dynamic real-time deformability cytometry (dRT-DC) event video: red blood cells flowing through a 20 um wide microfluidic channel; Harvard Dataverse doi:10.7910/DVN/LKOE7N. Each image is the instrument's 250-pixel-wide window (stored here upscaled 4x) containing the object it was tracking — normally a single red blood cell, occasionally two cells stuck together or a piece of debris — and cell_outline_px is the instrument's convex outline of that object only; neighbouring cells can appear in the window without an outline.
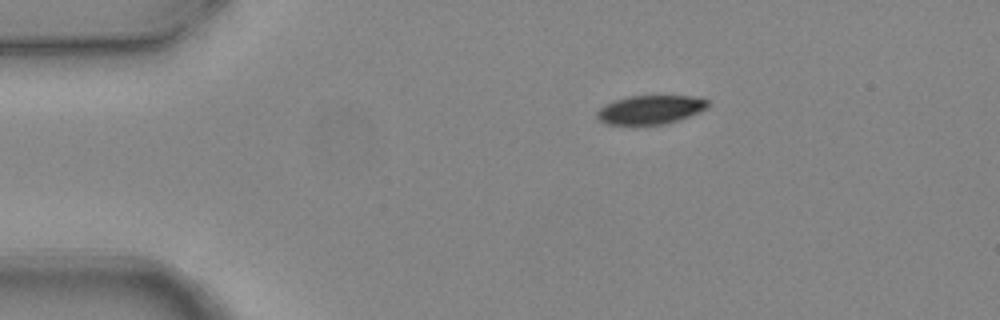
{"species": "common noctule bat (a hibernating species)", "species_latin": "Nyctalus noctula", "temperature_condition": "warm", "stored_images_in_passage": 3, "camera_frame_rate_fps": 3000, "um_per_image_px": 0.085, "animal": {"sex": "female", "body_mass_g": 24.6, "forearm_length_mm": 56.2}, "frame": {"image": 1, "passage_image": 3, "time_ms": 0.667, "image_size_px": [1000, 320], "cell_outline_px": [[708, 108], [700, 112], [680, 120], [664, 124], [608, 124], [600, 120], [596, 116], [596, 112], [604, 104], [628, 96], [692, 96], [708, 100]], "centroid_in_image_um": [55.3, 9.32], "position_along_channel_um": 29.7, "area_um2": 18.55}}